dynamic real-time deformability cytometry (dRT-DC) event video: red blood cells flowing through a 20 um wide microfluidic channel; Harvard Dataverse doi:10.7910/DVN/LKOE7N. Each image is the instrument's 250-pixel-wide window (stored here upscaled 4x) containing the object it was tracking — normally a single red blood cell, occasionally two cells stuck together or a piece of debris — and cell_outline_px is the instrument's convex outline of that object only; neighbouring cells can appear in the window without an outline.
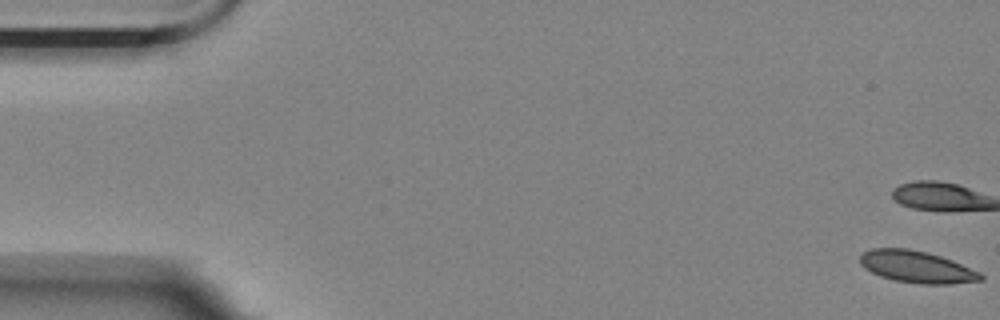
{"species": "Egyptian fruit bat (a non-hibernating species)", "species_latin": "Rousettus aegyptiacus", "temperature_condition": "room temperature", "stored_images_in_passage": 12, "camera_frame_rate_fps": 3000, "um_per_image_px": 0.085, "animal": {"sex": "female"}, "frame": {"image": 1, "passage_image": 1, "time_ms": 0.0, "image_size_px": [1000, 320], "cell_outline_px": [[984, 280], [948, 284], [920, 284], [896, 280], [880, 276], [864, 268], [860, 264], [860, 256], [864, 252], [872, 248], [908, 248], [928, 252], [952, 260], [980, 272], [984, 276]], "centroid_in_image_um": [77.93, 22.68], "position_along_channel_um": 7.1, "area_um2": 22.43}}